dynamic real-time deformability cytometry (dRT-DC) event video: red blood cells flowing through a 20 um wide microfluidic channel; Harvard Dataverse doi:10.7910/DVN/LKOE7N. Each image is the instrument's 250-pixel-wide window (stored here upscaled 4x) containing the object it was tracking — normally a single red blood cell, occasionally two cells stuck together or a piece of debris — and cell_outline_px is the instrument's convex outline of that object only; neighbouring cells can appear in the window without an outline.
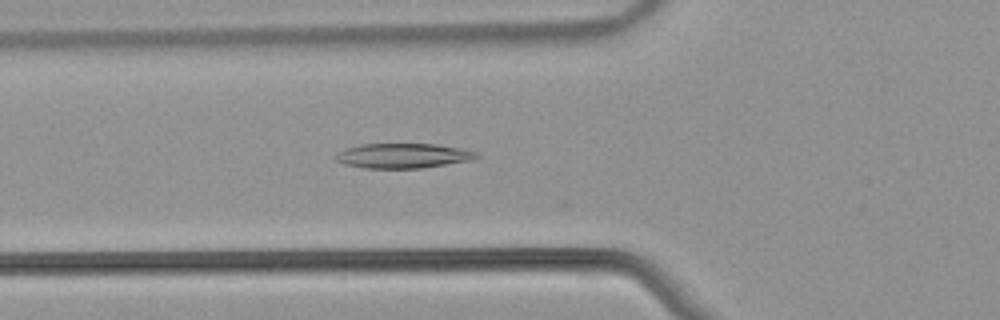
{"species": "common noctule bat (a hibernating species)", "species_latin": "Nyctalus noctula", "temperature_condition": "warm", "stored_images_in_passage": 54, "camera_frame_rate_fps": 3000, "um_per_image_px": 0.085, "animal": {"sex": "male", "body_mass_g": 21.5, "forearm_length_mm": 52.0}, "frame": {"image": 1, "passage_image": 19, "time_ms": 6.0, "image_size_px": [1000, 320], "cell_outline_px": [[480, 156], [476, 160], [420, 168], [364, 168], [344, 164], [336, 160], [332, 156], [348, 148], [360, 144], [436, 144], [460, 148], [476, 152]], "centroid_in_image_um": [34.29, 13.24], "position_along_channel_um": 91.5, "area_um2": 20.4}}
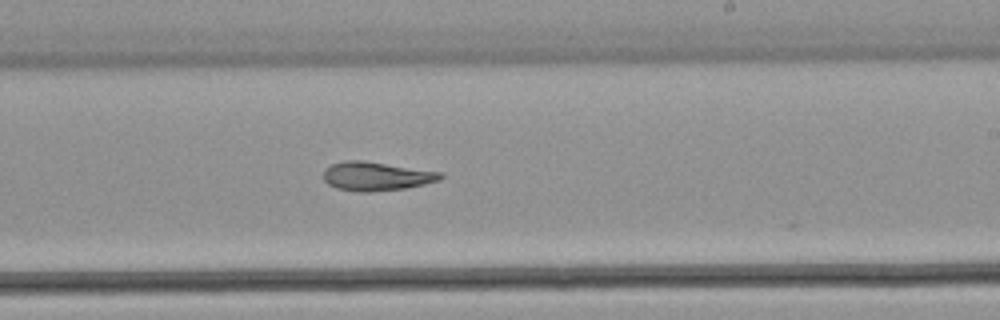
{"frame": {"image": 2, "passage_image": 32, "time_ms": 10.333, "image_size_px": [1000, 320], "cell_outline_px": [[444, 176], [440, 180], [424, 184], [404, 188], [372, 192], [360, 192], [336, 188], [328, 184], [324, 180], [324, 168], [332, 164], [344, 160], [360, 160], [440, 172]], "centroid_in_image_um": [31.94, 14.98], "position_along_channel_um": 257.1, "area_um2": 19.48}}
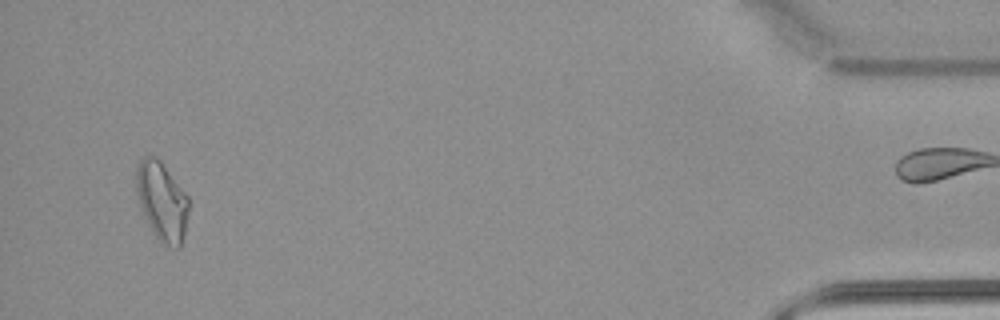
{"frame": {"image": 3, "passage_image": 51, "time_ms": 16.667, "image_size_px": [1000, 320], "cell_outline_px": [[188, 212], [184, 232], [180, 248], [176, 248], [160, 240], [152, 232], [140, 208], [136, 188], [136, 168], [140, 160], [144, 156], [156, 156], [160, 160], [188, 196]], "centroid_in_image_um": [13.74, 17.07], "position_along_channel_um": 421.5, "area_um2": 23.76}}